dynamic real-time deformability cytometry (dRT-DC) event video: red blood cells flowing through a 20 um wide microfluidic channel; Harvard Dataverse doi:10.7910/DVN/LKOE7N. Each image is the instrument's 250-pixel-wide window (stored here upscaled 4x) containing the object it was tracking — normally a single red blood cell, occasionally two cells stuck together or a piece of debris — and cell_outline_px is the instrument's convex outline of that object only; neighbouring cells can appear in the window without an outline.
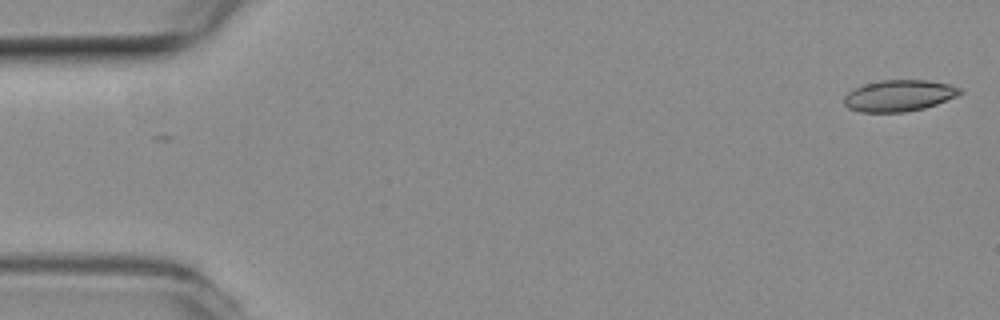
{"species": "common noctule bat (a hibernating species)", "species_latin": "Nyctalus noctula", "temperature_condition": "room temperature", "stored_images_in_passage": 6, "camera_frame_rate_fps": 3000, "um_per_image_px": 0.085, "animal": {"sex": "female", "body_mass_g": 19.3, "forearm_length_mm": 54.1}, "frame": {"image": 1, "passage_image": 1, "time_ms": 0.0, "image_size_px": [1000, 320], "cell_outline_px": [[964, 92], [956, 96], [936, 104], [924, 108], [904, 112], [860, 112], [848, 108], [844, 104], [844, 96], [848, 92], [864, 84], [880, 80], [928, 80], [948, 84], [960, 88]], "centroid_in_image_um": [76.4, 8.13], "position_along_channel_um": 8.6, "area_um2": 21.15}}